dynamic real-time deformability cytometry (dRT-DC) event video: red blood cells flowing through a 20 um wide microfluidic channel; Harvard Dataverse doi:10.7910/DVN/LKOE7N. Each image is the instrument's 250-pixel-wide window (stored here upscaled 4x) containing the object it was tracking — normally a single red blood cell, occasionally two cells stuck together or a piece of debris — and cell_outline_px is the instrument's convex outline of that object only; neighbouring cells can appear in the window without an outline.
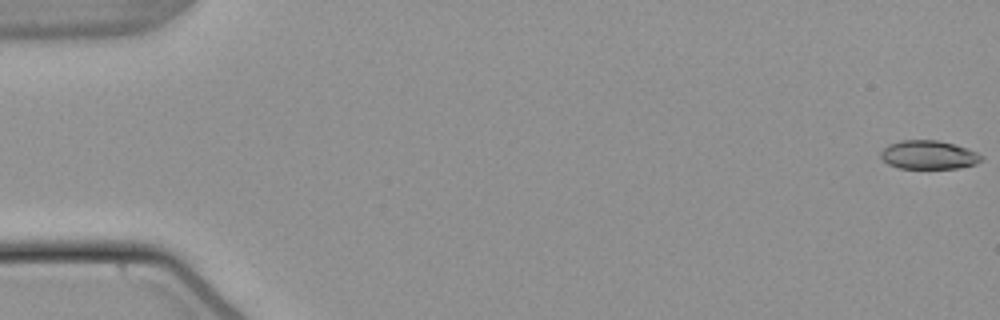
{"species": "common noctule bat (a hibernating species)", "species_latin": "Nyctalus noctula", "temperature_condition": "warm", "stored_images_in_passage": 50, "camera_frame_rate_fps": 3000, "um_per_image_px": 0.085, "animal": {"sex": "male", "body_mass_g": 21.5, "forearm_length_mm": 52.0}, "frame": {"image": 1, "passage_image": 1, "time_ms": 0.0, "image_size_px": [1000, 320], "cell_outline_px": [[984, 160], [976, 164], [956, 168], [900, 168], [888, 164], [880, 156], [880, 152], [888, 144], [900, 140], [936, 140], [968, 148], [984, 156]], "centroid_in_image_um": [78.95, 13.16], "position_along_channel_um": 6.1, "area_um2": 16.82}}
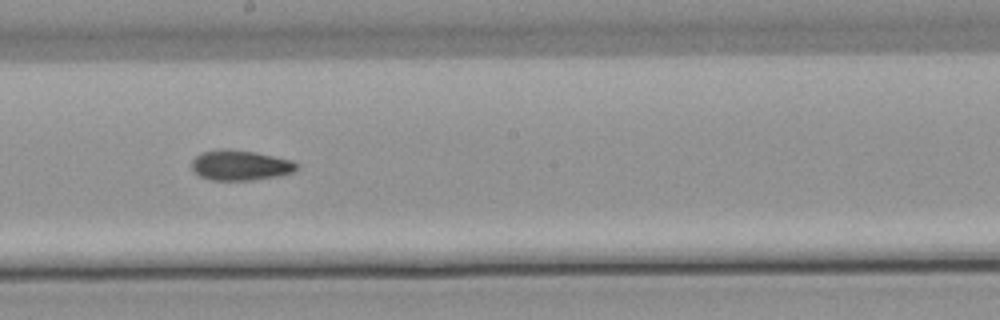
{"frame": {"image": 2, "passage_image": 31, "time_ms": 10.0, "image_size_px": [1000, 320], "cell_outline_px": [[300, 168], [296, 172], [280, 176], [252, 180], [212, 180], [200, 176], [192, 168], [192, 160], [200, 152], [220, 148], [224, 148], [256, 152], [292, 160], [300, 164]], "centroid_in_image_um": [20.49, 14.04], "position_along_channel_um": 227.7, "area_um2": 18.84}}
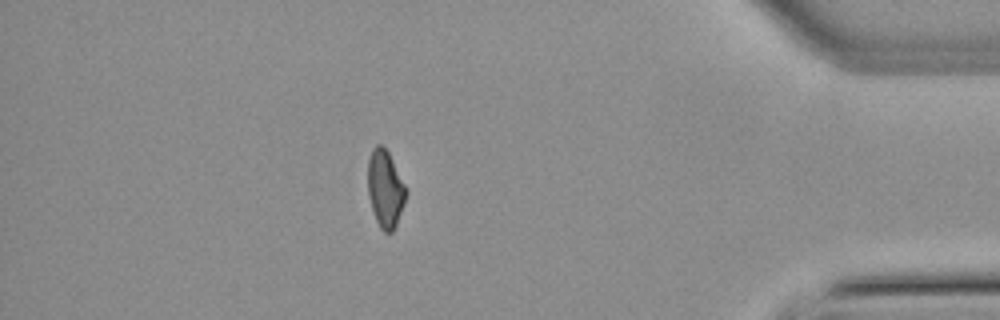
{"frame": {"image": 3, "passage_image": 48, "time_ms": 15.667, "image_size_px": [1000, 320], "cell_outline_px": [[408, 192], [404, 204], [396, 224], [392, 232], [384, 232], [380, 228], [376, 220], [368, 196], [368, 160], [372, 148], [376, 144], [380, 144], [388, 152], [408, 188]], "centroid_in_image_um": [32.76, 16.03], "position_along_channel_um": 402.4, "area_um2": 17.28}, "authors_computed_cell_mechanics": {"area_um2": 17.918, "velocity_mm_per_s": 3.8277, "shape_relaxation_time_tau1_ms": null, "shape_relaxation_time_tau2_ms": 6.9127, "deformation_change_tau1": null, "deformation_change_tau2": 0.1449}}